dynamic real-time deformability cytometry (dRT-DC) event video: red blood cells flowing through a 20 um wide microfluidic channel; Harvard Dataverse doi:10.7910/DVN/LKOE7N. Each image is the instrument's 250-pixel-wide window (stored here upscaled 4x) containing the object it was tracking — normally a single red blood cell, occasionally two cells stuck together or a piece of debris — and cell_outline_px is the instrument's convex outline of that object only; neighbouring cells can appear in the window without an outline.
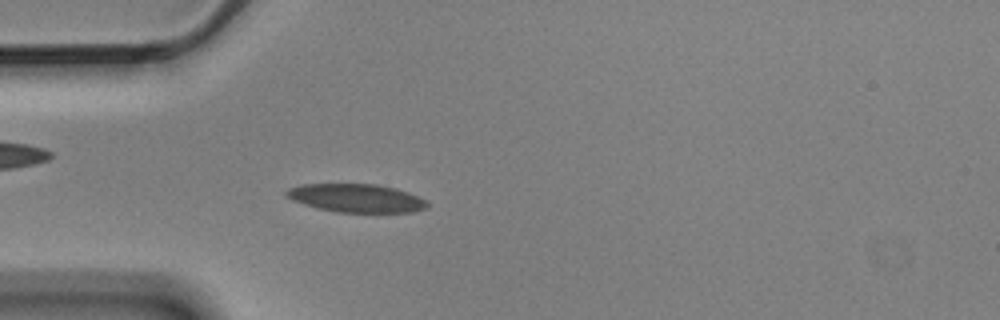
{"species": "Egyptian fruit bat (a non-hibernating species)", "species_latin": "Rousettus aegyptiacus", "temperature_condition": "cold", "stored_images_in_passage": 3, "camera_frame_rate_fps": 3000, "um_per_image_px": 0.085, "animal": {"sex": "male"}, "frame": {"image": 1, "passage_image": 3, "time_ms": 0.667, "image_size_px": [1000, 320], "cell_outline_px": [[428, 204], [424, 208], [412, 212], [336, 212], [316, 208], [292, 200], [284, 192], [288, 188], [300, 184], [376, 184], [396, 188], [408, 192], [428, 200]], "centroid_in_image_um": [30.28, 16.83], "position_along_channel_um": 54.7, "area_um2": 23.29}}